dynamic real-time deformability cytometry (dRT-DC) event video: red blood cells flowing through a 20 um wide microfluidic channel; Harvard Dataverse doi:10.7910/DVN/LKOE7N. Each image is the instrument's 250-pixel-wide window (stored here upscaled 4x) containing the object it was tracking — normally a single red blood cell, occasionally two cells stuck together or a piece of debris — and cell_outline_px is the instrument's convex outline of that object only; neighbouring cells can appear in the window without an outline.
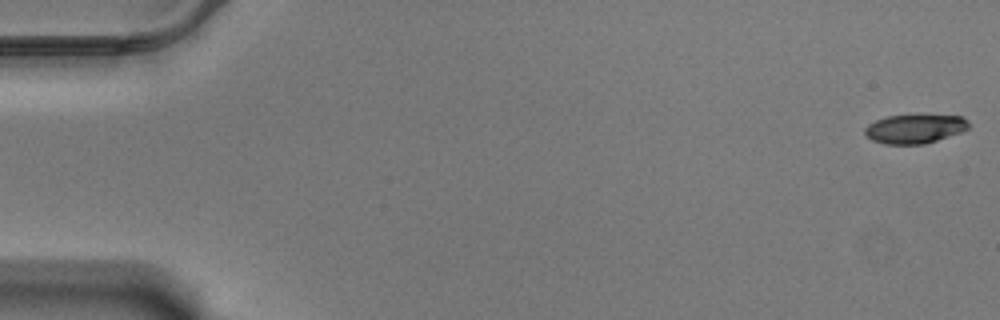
{"species": "Egyptian fruit bat (a non-hibernating species)", "species_latin": "Rousettus aegyptiacus", "temperature_condition": "warm", "stored_images_in_passage": 59, "camera_frame_rate_fps": 3000, "um_per_image_px": 0.085, "animal": {"sex": "male"}, "frame": {"image": 1, "passage_image": 1, "time_ms": 0.0, "image_size_px": [1000, 320], "cell_outline_px": [[968, 128], [960, 132], [924, 144], [884, 144], [872, 140], [864, 136], [864, 128], [868, 124], [876, 120], [888, 116], [960, 116], [968, 120]], "centroid_in_image_um": [77.69, 10.97], "position_along_channel_um": 7.3, "area_um2": 17.22}}
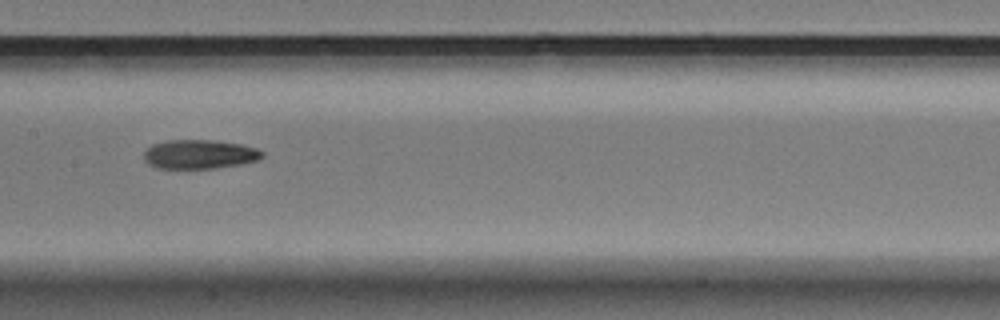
{"frame": {"image": 2, "passage_image": 30, "time_ms": 9.667, "image_size_px": [1000, 320], "cell_outline_px": [[264, 156], [260, 160], [240, 164], [216, 168], [156, 168], [148, 164], [144, 160], [144, 152], [152, 144], [168, 140], [212, 140], [240, 144], [256, 148], [264, 152]], "centroid_in_image_um": [16.97, 13.11], "position_along_channel_um": 190.4, "area_um2": 20.11}}
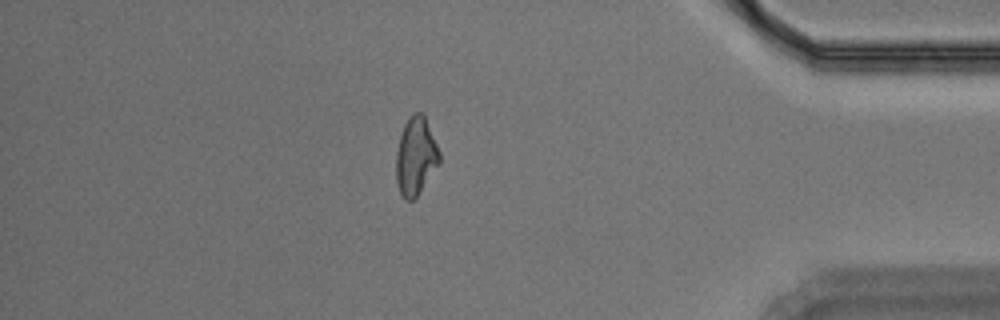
{"frame": {"image": 3, "passage_image": 51, "time_ms": 16.667, "image_size_px": [1000, 320], "cell_outline_px": [[440, 160], [416, 196], [412, 200], [404, 200], [400, 192], [396, 180], [396, 152], [400, 136], [404, 124], [408, 116], [412, 112], [424, 112], [440, 152]], "centroid_in_image_um": [35.32, 13.21], "position_along_channel_um": 399.9, "area_um2": 19.54}, "authors_computed_cell_mechanics": {"area_um2": 19.7098, "velocity_mm_per_s": 3.4739, "shape_relaxation_time_tau1_ms": 6.3979, "shape_relaxation_time_tau2_ms": 6.8233, "deformation_change_tau1": 0.1864, "deformation_change_tau2": 0.1364}}